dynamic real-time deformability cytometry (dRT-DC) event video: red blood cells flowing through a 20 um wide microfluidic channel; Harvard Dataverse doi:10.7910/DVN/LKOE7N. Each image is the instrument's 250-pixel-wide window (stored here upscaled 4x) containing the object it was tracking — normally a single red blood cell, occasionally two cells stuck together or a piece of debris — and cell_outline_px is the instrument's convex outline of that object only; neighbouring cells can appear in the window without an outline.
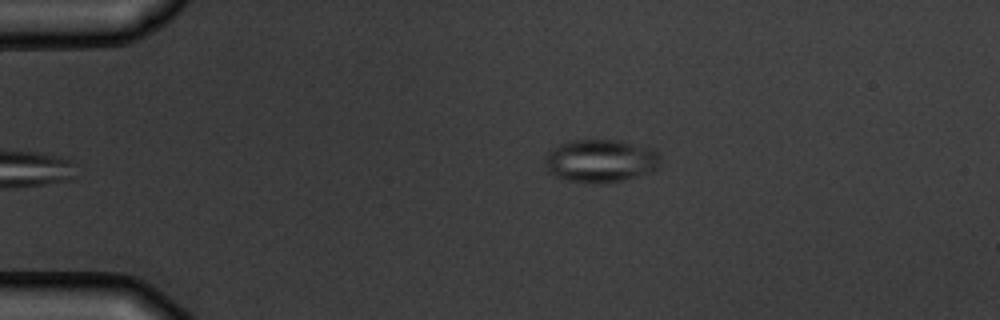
{"species": "common noctule bat (a hibernating species)", "species_latin": "Nyctalus noctula", "temperature_condition": "warm", "stored_images_in_passage": 2, "camera_frame_rate_fps": 3000, "um_per_image_px": 0.085, "animal": {"sex": "male", "body_mass_g": 19.5, "forearm_length_mm": 54.6}, "frame": {"image": 1, "passage_image": 2, "time_ms": 1.333, "image_size_px": [1000, 320], "cell_outline_px": [[660, 164], [656, 168], [648, 172], [620, 180], [596, 184], [568, 180], [556, 176], [548, 172], [544, 164], [548, 152], [552, 148], [568, 140], [620, 140], [652, 148], [660, 152]], "centroid_in_image_um": [51.04, 13.65], "position_along_channel_um": 34.0, "area_um2": 28.84}}